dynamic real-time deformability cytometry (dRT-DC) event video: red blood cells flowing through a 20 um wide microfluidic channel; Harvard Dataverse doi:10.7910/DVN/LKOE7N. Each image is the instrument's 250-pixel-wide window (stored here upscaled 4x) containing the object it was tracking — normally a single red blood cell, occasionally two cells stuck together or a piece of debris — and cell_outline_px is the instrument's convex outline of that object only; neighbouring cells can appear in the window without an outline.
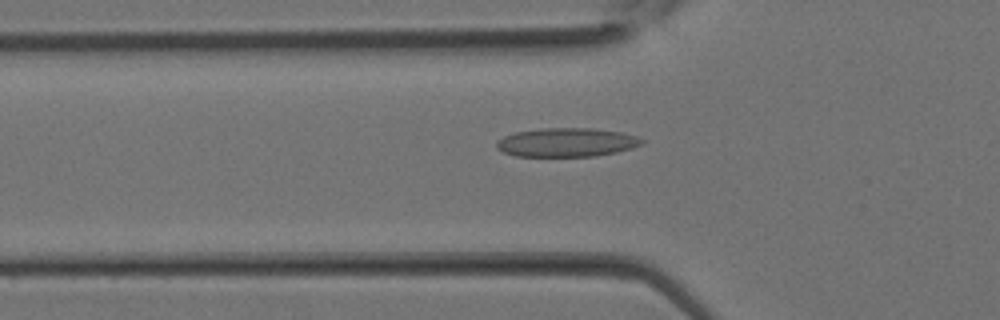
{"species": "Egyptian fruit bat (a non-hibernating species)", "species_latin": "Rousettus aegyptiacus", "temperature_condition": "room temperature", "stored_images_in_passage": 33, "camera_frame_rate_fps": 3000, "um_per_image_px": 0.085, "animal": {"sex": "female"}, "frame": {"image": 1, "passage_image": 11, "time_ms": 3.333, "image_size_px": [1000, 320], "cell_outline_px": [[644, 144], [632, 148], [616, 152], [596, 156], [516, 156], [504, 152], [496, 148], [496, 140], [504, 136], [516, 132], [540, 128], [592, 128], [620, 132], [636, 136], [644, 140]], "centroid_in_image_um": [48.16, 12.1], "position_along_channel_um": 77.6, "area_um2": 24.45}}
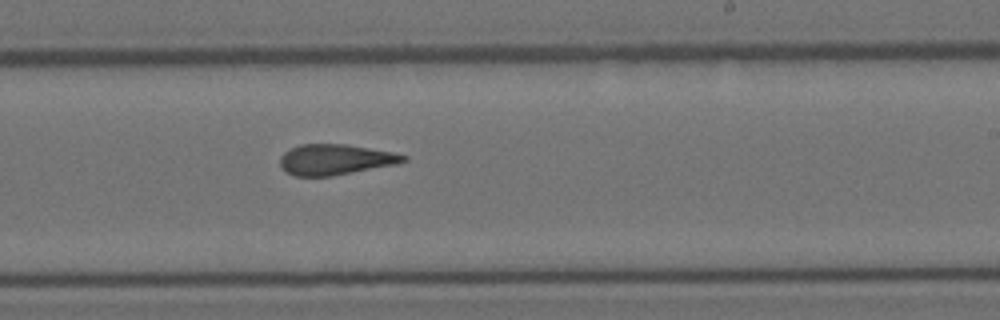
{"frame": {"image": 2, "passage_image": 20, "time_ms": 6.333, "image_size_px": [1000, 320], "cell_outline_px": [[408, 160], [396, 164], [332, 176], [296, 176], [288, 172], [280, 164], [280, 156], [284, 152], [300, 144], [344, 144], [392, 152], [408, 156]], "centroid_in_image_um": [28.5, 13.56], "position_along_channel_um": 260.5, "area_um2": 21.73}}
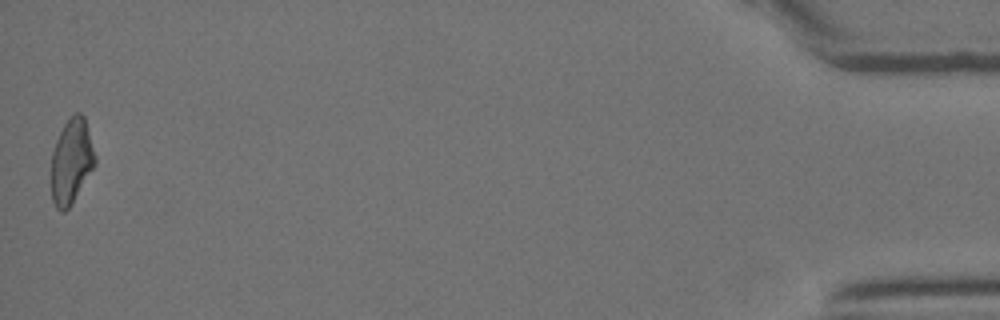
{"frame": {"image": 3, "passage_image": 33, "time_ms": 10.667, "image_size_px": [1000, 320], "cell_outline_px": [[96, 164], [72, 204], [64, 212], [60, 212], [56, 208], [52, 200], [52, 152], [56, 140], [64, 124], [76, 112], [80, 112], [84, 116], [96, 156]], "centroid_in_image_um": [6.08, 13.73], "position_along_channel_um": 429.1, "area_um2": 21.62}}